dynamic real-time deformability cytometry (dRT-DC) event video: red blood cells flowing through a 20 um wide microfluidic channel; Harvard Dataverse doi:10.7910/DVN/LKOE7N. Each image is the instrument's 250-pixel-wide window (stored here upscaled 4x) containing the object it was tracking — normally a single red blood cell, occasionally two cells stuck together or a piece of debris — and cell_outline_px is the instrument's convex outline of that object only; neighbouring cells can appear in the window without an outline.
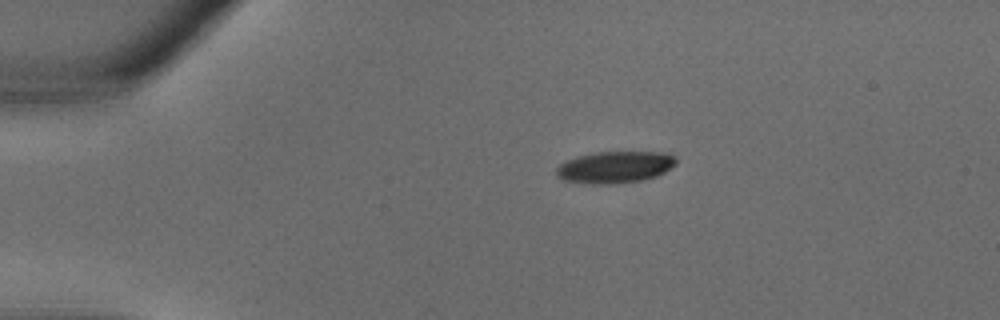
{"species": "common noctule bat (a hibernating species)", "species_latin": "Nyctalus noctula", "temperature_condition": "warm", "stored_images_in_passage": 28, "camera_frame_rate_fps": 3000, "um_per_image_px": 0.085, "animal": {"sex": "male", "body_mass_g": 18.8}, "frame": {"image": 1, "passage_image": 1, "time_ms": 0.0, "image_size_px": [1000, 320], "cell_outline_px": [[676, 164], [664, 172], [656, 176], [644, 180], [612, 184], [592, 184], [564, 180], [556, 176], [556, 168], [560, 164], [576, 156], [596, 152], [664, 152], [676, 156]], "centroid_in_image_um": [52.28, 14.2], "position_along_channel_um": 32.7, "area_um2": 22.25}}
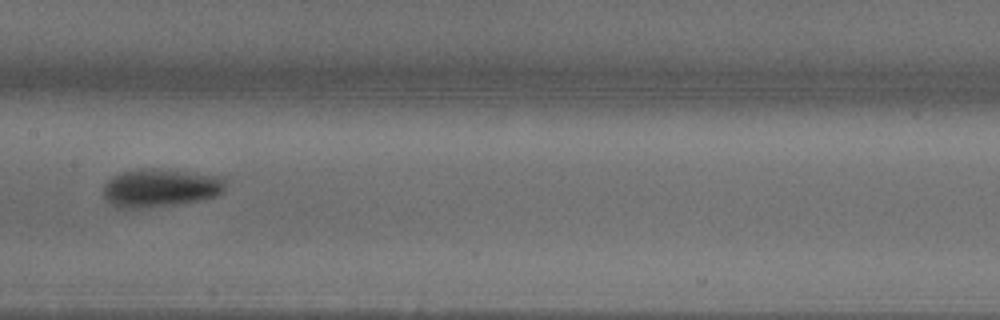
{"frame": {"image": 2, "passage_image": 12, "time_ms": 3.667, "image_size_px": [1000, 320], "cell_outline_px": [[224, 188], [216, 196], [200, 200], [176, 204], [140, 208], [120, 208], [108, 204], [104, 196], [104, 184], [112, 176], [124, 172], [144, 168], [156, 168], [224, 176]], "centroid_in_image_um": [13.6, 15.97], "position_along_channel_um": 193.8, "area_um2": 27.17}}
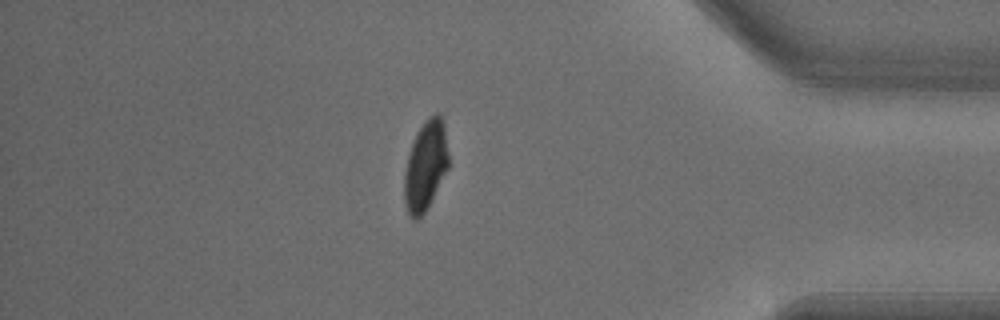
{"frame": {"image": 3, "passage_image": 24, "time_ms": 7.667, "image_size_px": [1000, 320], "cell_outline_px": [[448, 168], [424, 212], [416, 220], [412, 220], [408, 216], [404, 204], [404, 172], [408, 156], [416, 132], [424, 120], [428, 116], [436, 112], [440, 112], [444, 124], [448, 156]], "centroid_in_image_um": [36.15, 14.06], "position_along_channel_um": 399.1, "area_um2": 23.12}}